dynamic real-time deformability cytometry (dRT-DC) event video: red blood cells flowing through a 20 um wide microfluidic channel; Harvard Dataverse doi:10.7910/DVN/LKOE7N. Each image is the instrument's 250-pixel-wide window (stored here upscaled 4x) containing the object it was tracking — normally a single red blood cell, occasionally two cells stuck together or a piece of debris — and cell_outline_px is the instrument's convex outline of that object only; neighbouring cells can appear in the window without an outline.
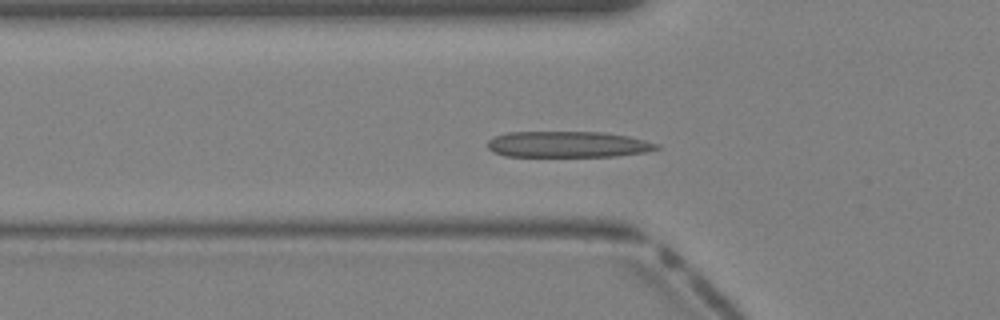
{"species": "Egyptian fruit bat (a non-hibernating species)", "species_latin": "Rousettus aegyptiacus", "temperature_condition": "warm", "stored_images_in_passage": 36, "segment_of_instrument_passage": [1, 2], "camera_frame_rate_fps": 3000, "um_per_image_px": 0.085, "animal": {"sex": "female"}, "frame": {"image": 1, "passage_image": 9, "time_ms": 2.667, "image_size_px": [1000, 320], "cell_outline_px": [[660, 148], [644, 152], [616, 156], [504, 156], [492, 152], [488, 148], [488, 140], [492, 136], [508, 132], [604, 132], [628, 136], [660, 144]], "centroid_in_image_um": [48.23, 12.27], "position_along_channel_um": 77.6, "area_um2": 25.78}}
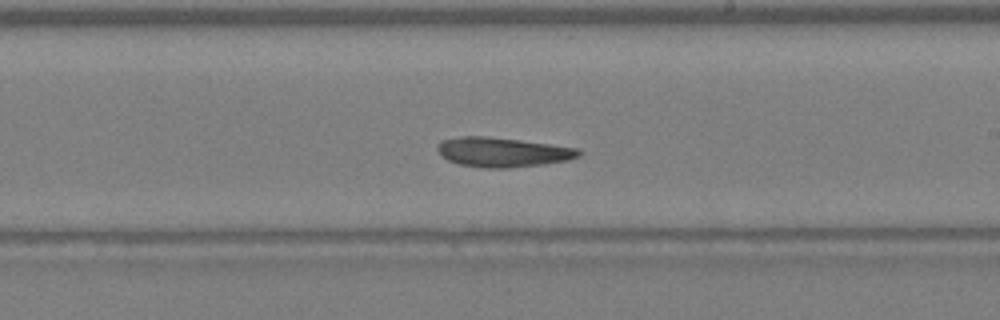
{"frame": {"image": 2, "passage_image": 19, "time_ms": 6.0, "image_size_px": [1000, 320], "cell_outline_px": [[584, 152], [580, 156], [568, 160], [544, 164], [508, 168], [480, 168], [460, 164], [448, 160], [440, 156], [436, 148], [440, 140], [460, 136], [484, 136], [580, 148]], "centroid_in_image_um": [42.71, 12.94], "position_along_channel_um": 246.3, "area_um2": 24.45}}
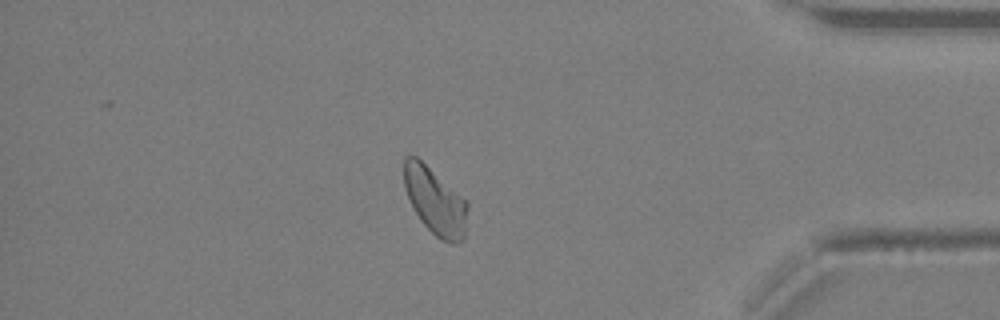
{"frame": {"image": 3, "passage_image": 30, "time_ms": 9.667, "image_size_px": [1000, 320], "cell_outline_px": [[468, 208], [464, 240], [456, 244], [452, 244], [440, 240], [420, 220], [404, 188], [404, 156], [416, 156], [464, 200], [468, 204]], "centroid_in_image_um": [36.99, 17.15], "position_along_channel_um": 398.2, "area_um2": 24.22}}